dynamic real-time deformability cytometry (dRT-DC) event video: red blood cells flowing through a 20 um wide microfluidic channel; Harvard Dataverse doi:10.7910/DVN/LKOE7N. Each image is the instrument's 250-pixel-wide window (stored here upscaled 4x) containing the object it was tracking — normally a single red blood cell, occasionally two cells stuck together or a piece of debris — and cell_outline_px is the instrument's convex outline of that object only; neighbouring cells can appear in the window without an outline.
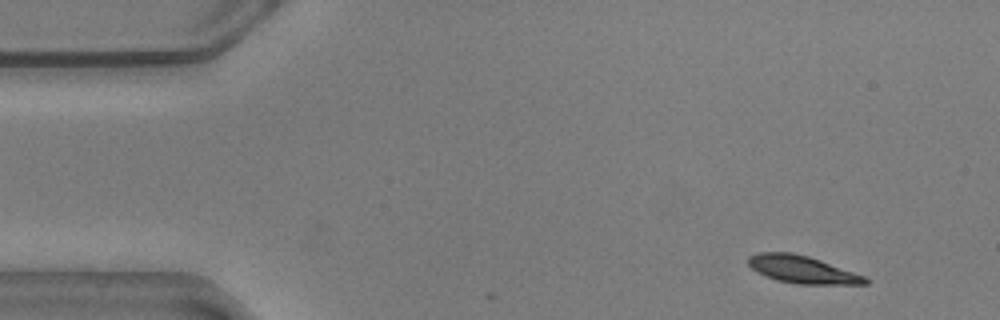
{"species": "common noctule bat (a hibernating species)", "species_latin": "Nyctalus noctula", "temperature_condition": "warm", "stored_images_in_passage": 9, "camera_frame_rate_fps": 3000, "um_per_image_px": 0.085, "animal": {"sex": "male", "body_mass_g": 20.5, "forearm_length_mm": 52.5}, "frame": {"image": 1, "passage_image": 1, "time_ms": 0.0, "image_size_px": [1000, 320], "cell_outline_px": [[868, 284], [796, 284], [776, 280], [752, 268], [748, 264], [748, 256], [756, 252], [792, 252], [808, 256], [820, 260], [864, 276], [868, 280]], "centroid_in_image_um": [68.16, 22.9], "position_along_channel_um": 16.8, "area_um2": 18.5}}